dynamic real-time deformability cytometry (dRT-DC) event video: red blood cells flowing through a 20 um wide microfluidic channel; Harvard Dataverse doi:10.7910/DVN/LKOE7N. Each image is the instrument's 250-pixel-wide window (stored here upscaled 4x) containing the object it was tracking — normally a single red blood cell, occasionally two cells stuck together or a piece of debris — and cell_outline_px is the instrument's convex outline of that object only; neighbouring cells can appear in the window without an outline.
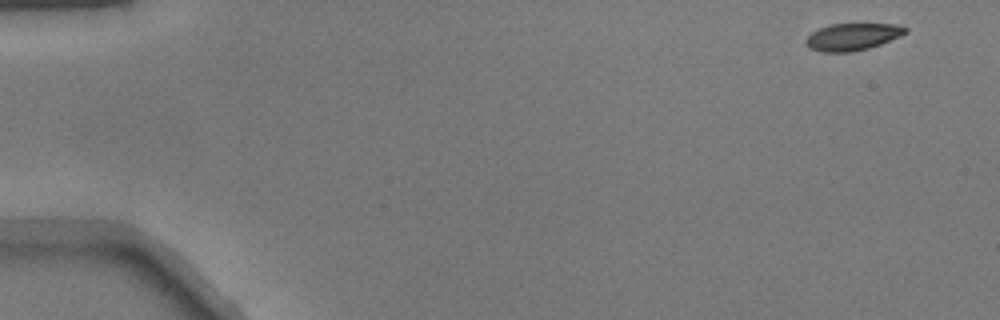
{"species": "common noctule bat (a hibernating species)", "species_latin": "Nyctalus noctula", "temperature_condition": "warm", "stored_images_in_passage": 12, "camera_frame_rate_fps": 3000, "um_per_image_px": 0.085, "animal": {"sex": "male", "body_mass_g": 17.9}, "frame": {"image": 1, "passage_image": 1, "time_ms": 0.0, "image_size_px": [1000, 320], "cell_outline_px": [[908, 32], [900, 36], [880, 44], [868, 48], [852, 52], [820, 52], [808, 48], [804, 44], [804, 40], [812, 32], [820, 28], [832, 24], [896, 24], [908, 28]], "centroid_in_image_um": [72.43, 3.13], "position_along_channel_um": 12.6, "area_um2": 15.78}}